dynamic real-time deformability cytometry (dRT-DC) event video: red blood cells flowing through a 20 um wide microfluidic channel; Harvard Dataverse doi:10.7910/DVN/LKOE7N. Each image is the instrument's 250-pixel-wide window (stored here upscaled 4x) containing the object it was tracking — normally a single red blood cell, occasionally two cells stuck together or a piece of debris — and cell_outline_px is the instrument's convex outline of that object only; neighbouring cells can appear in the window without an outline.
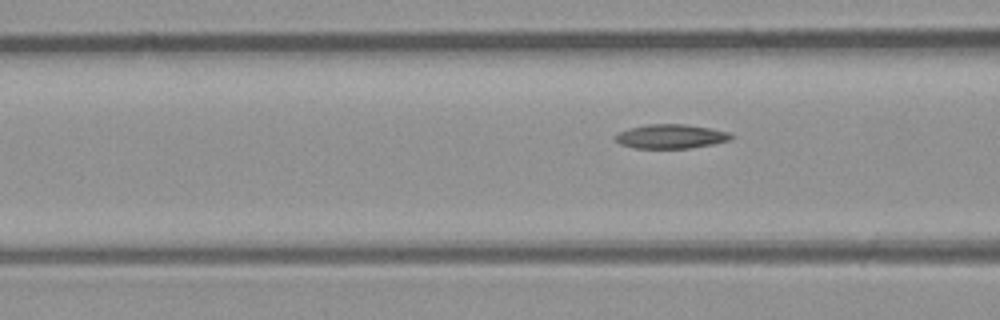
{"species": "common noctule bat (a hibernating species)", "species_latin": "Nyctalus noctula", "temperature_condition": "room temperature", "stored_images_in_passage": 3, "camera_frame_rate_fps": 3000, "um_per_image_px": 0.085, "animal": {"sex": "male", "body_mass_g": 23.1, "forearm_length_mm": 52.7}, "frame": {"image": 1, "passage_image": 3, "time_ms": 2.333, "image_size_px": [1000, 320], "cell_outline_px": [[732, 136], [728, 140], [712, 144], [688, 148], [636, 148], [620, 144], [616, 140], [616, 136], [620, 132], [628, 128], [648, 124], [684, 124], [708, 128], [728, 132]], "centroid_in_image_um": [56.98, 11.59], "position_along_channel_um": 109.6, "area_um2": 15.95}}